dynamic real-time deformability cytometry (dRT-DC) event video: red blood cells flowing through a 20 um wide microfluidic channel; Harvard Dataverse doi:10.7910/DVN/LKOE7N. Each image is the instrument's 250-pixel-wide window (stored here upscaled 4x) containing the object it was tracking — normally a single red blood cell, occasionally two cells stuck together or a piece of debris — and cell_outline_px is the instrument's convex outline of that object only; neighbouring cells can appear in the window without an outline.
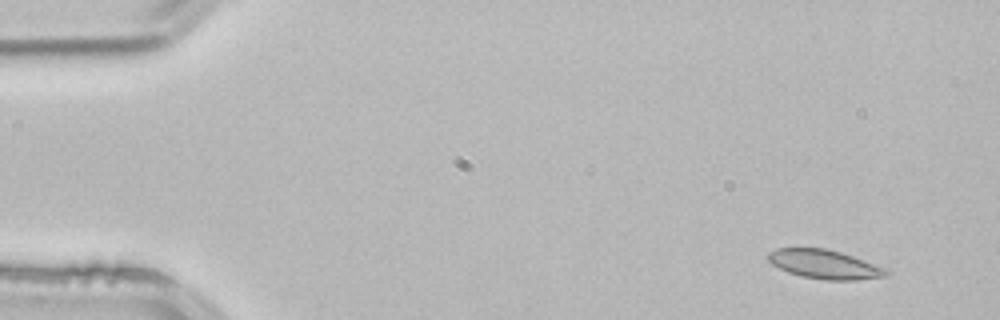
{"species": "common noctule bat (a hibernating species)", "species_latin": "Nyctalus noctula", "temperature_condition": "room temperature", "stored_images_in_passage": 3, "camera_frame_rate_fps": 3000, "um_per_image_px": 0.085, "animal": {"sex": "male", "body_mass_g": 21.5, "forearm_length_mm": 52.0}, "frame": {"image": 1, "passage_image": 1, "time_ms": 0.0, "image_size_px": [1000, 320], "cell_outline_px": [[888, 276], [856, 280], [828, 280], [804, 276], [788, 272], [772, 264], [768, 260], [768, 252], [776, 248], [824, 248], [840, 252], [888, 268]], "centroid_in_image_um": [70.11, 22.46], "position_along_channel_um": 14.9, "area_um2": 19.83}}
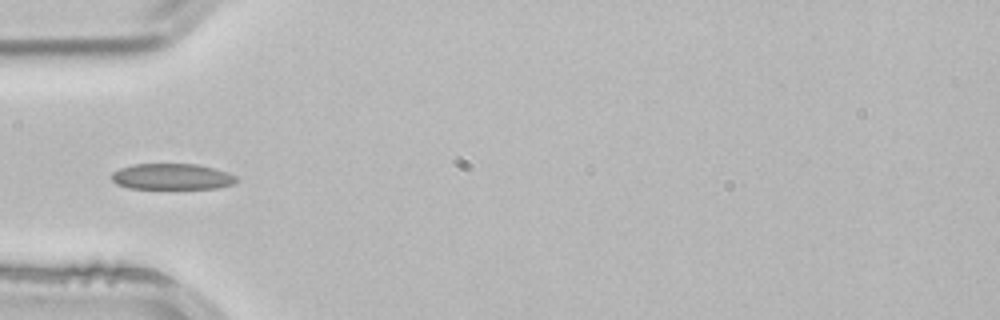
{"frame": {"image": 2, "passage_image": 3, "time_ms": 0.667, "image_size_px": [1000, 320], "cell_outline_px": [[240, 180], [232, 184], [216, 188], [128, 188], [116, 184], [112, 180], [112, 172], [120, 168], [132, 164], [196, 164], [228, 172], [236, 176]], "centroid_in_image_um": [14.61, 15.01], "position_along_channel_um": 70.4, "area_um2": 18.84}}